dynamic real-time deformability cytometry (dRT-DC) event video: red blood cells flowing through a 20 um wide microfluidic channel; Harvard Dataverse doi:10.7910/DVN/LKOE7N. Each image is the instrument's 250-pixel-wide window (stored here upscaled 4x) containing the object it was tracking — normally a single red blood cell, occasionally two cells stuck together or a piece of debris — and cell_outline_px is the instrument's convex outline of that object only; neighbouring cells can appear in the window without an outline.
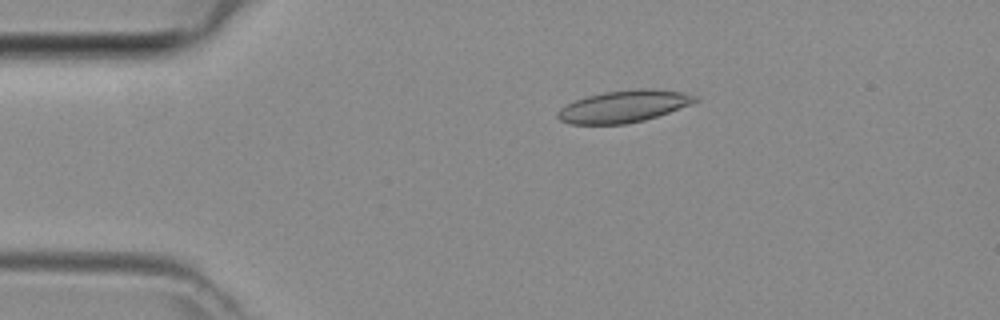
{"species": "common noctule bat (a hibernating species)", "species_latin": "Nyctalus noctula", "temperature_condition": "room temperature", "stored_images_in_passage": 46, "camera_frame_rate_fps": 3000, "um_per_image_px": 0.085, "animal": {"sex": "female", "body_mass_g": 29.2, "forearm_length_mm": 56.3}, "frame": {"image": 1, "passage_image": 9, "time_ms": 2.667, "image_size_px": [1000, 320], "cell_outline_px": [[700, 100], [668, 112], [644, 120], [628, 124], [568, 124], [560, 120], [556, 116], [556, 112], [560, 108], [576, 100], [588, 96], [604, 92], [636, 88], [652, 88], [684, 92], [700, 96]], "centroid_in_image_um": [53.03, 9.03], "position_along_channel_um": 32.0, "area_um2": 25.72}}
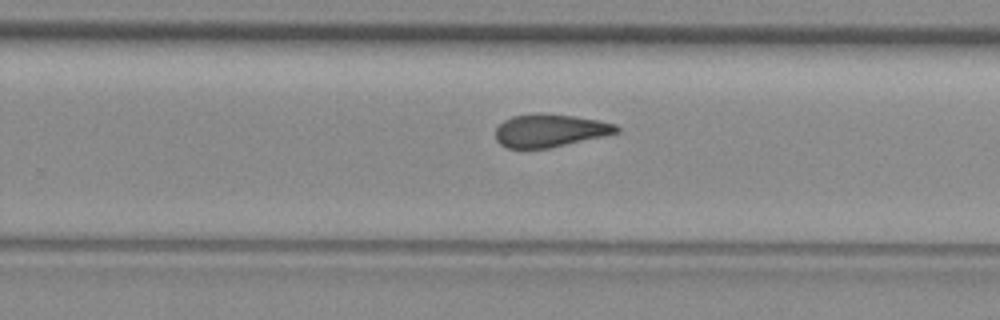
{"frame": {"image": 2, "passage_image": 29, "time_ms": 9.333, "image_size_px": [1000, 320], "cell_outline_px": [[620, 132], [604, 136], [548, 148], [508, 148], [500, 144], [496, 140], [496, 128], [504, 120], [512, 116], [572, 116], [596, 120], [616, 124], [620, 128]], "centroid_in_image_um": [46.76, 11.14], "position_along_channel_um": 283.0, "area_um2": 22.25}}
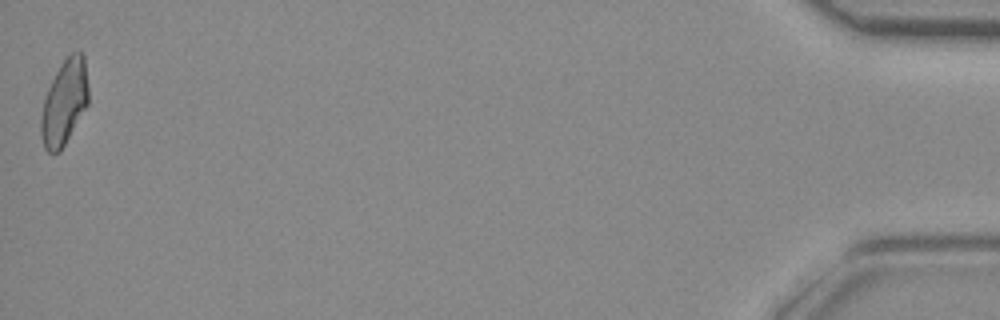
{"frame": {"image": 3, "passage_image": 46, "time_ms": 15.0, "image_size_px": [1000, 320], "cell_outline_px": [[88, 104], [60, 152], [48, 152], [44, 148], [40, 136], [40, 116], [44, 96], [60, 64], [72, 52], [80, 52], [84, 56], [88, 84]], "centroid_in_image_um": [5.45, 8.72], "position_along_channel_um": 429.8, "area_um2": 23.58}}